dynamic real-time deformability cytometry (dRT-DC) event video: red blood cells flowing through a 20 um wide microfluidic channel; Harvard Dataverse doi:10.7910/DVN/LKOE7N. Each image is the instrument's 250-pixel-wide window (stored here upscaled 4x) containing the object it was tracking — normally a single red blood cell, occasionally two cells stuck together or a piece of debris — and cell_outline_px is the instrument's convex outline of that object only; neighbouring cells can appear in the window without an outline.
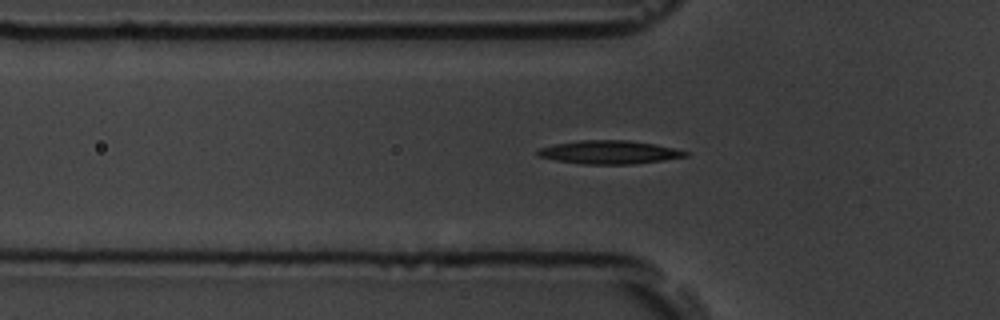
{"species": "common noctule bat (a hibernating species)", "species_latin": "Nyctalus noctula", "temperature_condition": "room temperature", "stored_images_in_passage": 42, "camera_frame_rate_fps": 3000, "um_per_image_px": 0.085, "animal": {"sex": "male", "body_mass_g": 19.5, "forearm_length_mm": 54.6}, "frame": {"image": 1, "passage_image": 5, "time_ms": 1.333, "image_size_px": [1000, 320], "cell_outline_px": [[688, 156], [664, 160], [632, 164], [580, 164], [556, 160], [536, 156], [536, 152], [540, 148], [556, 144], [580, 140], [628, 140], [656, 144], [688, 152]], "centroid_in_image_um": [51.77, 12.94], "position_along_channel_um": 74.0, "area_um2": 20.06}}
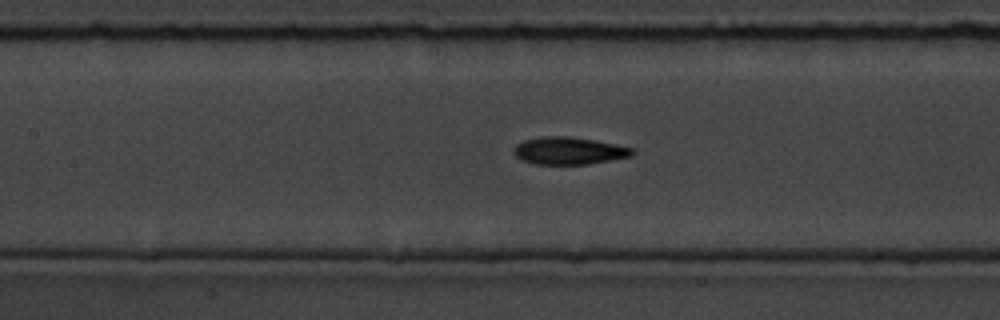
{"frame": {"image": 2, "passage_image": 11, "time_ms": 3.333, "image_size_px": [1000, 320], "cell_outline_px": [[636, 152], [632, 156], [588, 164], [536, 164], [524, 160], [516, 156], [512, 152], [516, 144], [524, 140], [540, 136], [568, 136], [596, 140], [616, 144], [632, 148]], "centroid_in_image_um": [48.37, 12.8], "position_along_channel_um": 159.0, "area_um2": 18.96}}
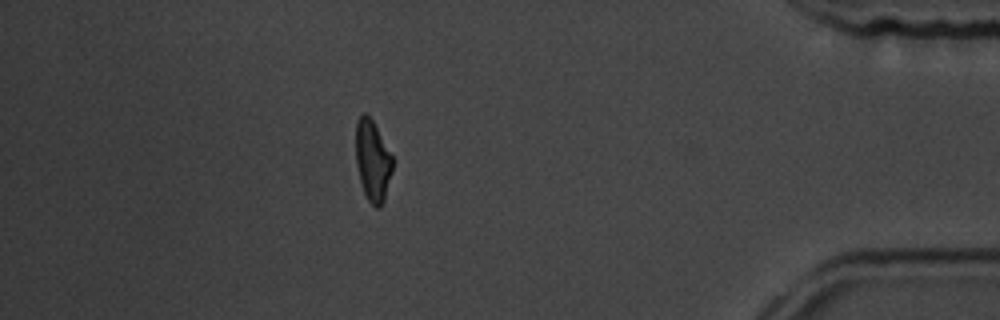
{"frame": {"image": 3, "passage_image": 35, "time_ms": 11.333, "image_size_px": [1000, 320], "cell_outline_px": [[392, 172], [384, 200], [380, 208], [376, 208], [368, 200], [364, 192], [360, 180], [356, 164], [356, 120], [364, 112], [372, 120], [392, 156]], "centroid_in_image_um": [31.66, 13.67], "position_along_channel_um": 403.5, "area_um2": 17.11}, "authors_computed_cell_mechanics": {"area_um2": 18.2937, "velocity_mm_per_s": 3.612, "shape_relaxation_time_tau1_ms": 2.0722, "shape_relaxation_time_tau2_ms": 3.7515, "deformation_change_tau1": 0.1432, "deformation_change_tau2": 0.1247}}